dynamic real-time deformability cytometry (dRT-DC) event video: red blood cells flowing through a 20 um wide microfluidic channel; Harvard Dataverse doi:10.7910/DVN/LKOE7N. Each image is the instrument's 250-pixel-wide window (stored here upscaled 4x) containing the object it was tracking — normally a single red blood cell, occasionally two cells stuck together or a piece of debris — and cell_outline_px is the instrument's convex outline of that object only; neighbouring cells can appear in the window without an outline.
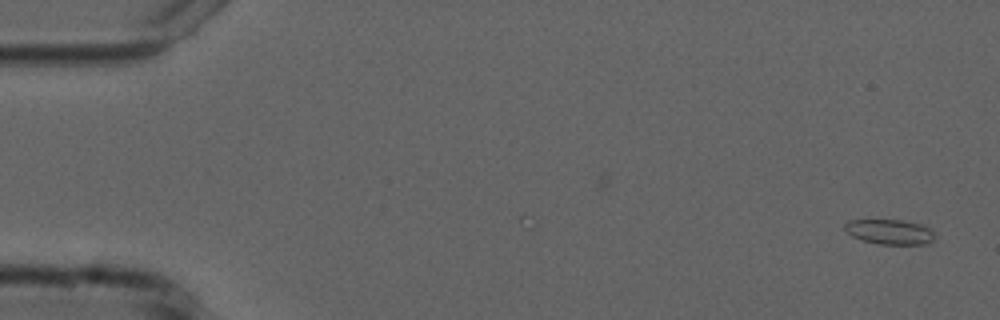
{"species": "common noctule bat (a hibernating species)", "species_latin": "Nyctalus noctula", "temperature_condition": "cold", "stored_images_in_passage": 54, "camera_frame_rate_fps": 3000, "um_per_image_px": 0.085, "animal": {"sex": "male", "forearm_length_mm": 52.5}, "frame": {"image": 1, "passage_image": 1, "time_ms": 0.0, "image_size_px": [1000, 320], "cell_outline_px": [[932, 240], [928, 244], [880, 244], [864, 240], [852, 236], [844, 228], [844, 224], [848, 220], [900, 220], [920, 224], [928, 228], [932, 232]], "centroid_in_image_um": [75.59, 19.7], "position_along_channel_um": 9.4, "area_um2": 12.77}}
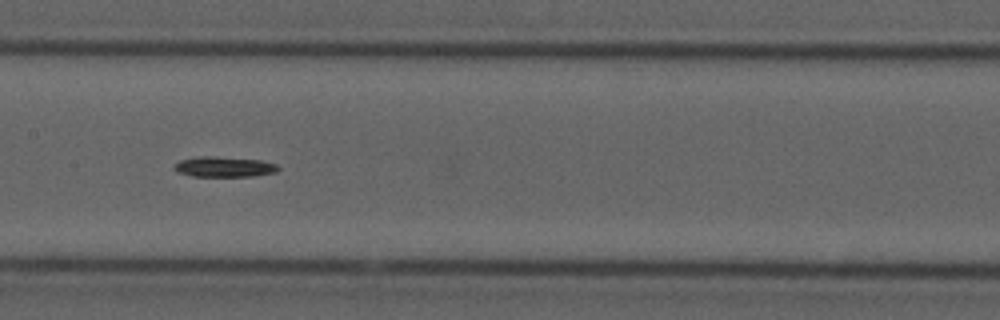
{"frame": {"image": 2, "passage_image": 26, "time_ms": 8.333, "image_size_px": [1000, 320], "cell_outline_px": [[280, 168], [276, 172], [252, 176], [192, 176], [176, 172], [172, 168], [172, 164], [180, 160], [200, 156], [212, 156], [260, 160], [276, 164]], "centroid_in_image_um": [18.99, 14.18], "position_along_channel_um": 188.4, "area_um2": 12.37}}
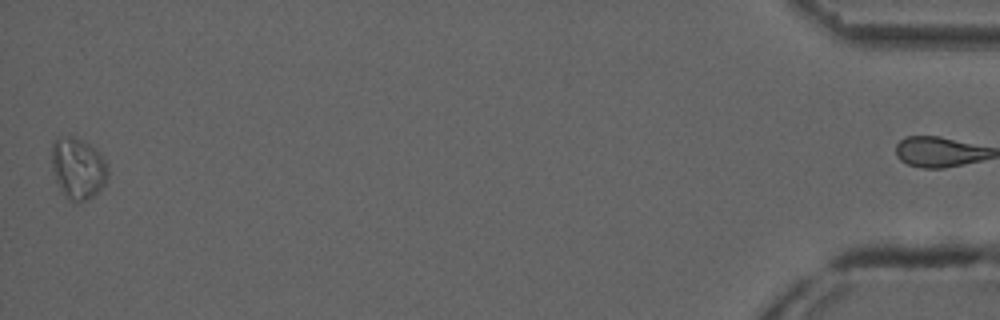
{"frame": {"image": 3, "passage_image": 53, "time_ms": 17.333, "image_size_px": [1000, 320], "cell_outline_px": [[108, 176], [104, 184], [92, 196], [84, 200], [68, 200], [60, 188], [56, 180], [52, 168], [52, 140], [56, 136], [72, 136], [88, 144], [100, 152], [108, 164]], "centroid_in_image_um": [6.62, 14.26], "position_along_channel_um": 428.6, "area_um2": 19.94}}